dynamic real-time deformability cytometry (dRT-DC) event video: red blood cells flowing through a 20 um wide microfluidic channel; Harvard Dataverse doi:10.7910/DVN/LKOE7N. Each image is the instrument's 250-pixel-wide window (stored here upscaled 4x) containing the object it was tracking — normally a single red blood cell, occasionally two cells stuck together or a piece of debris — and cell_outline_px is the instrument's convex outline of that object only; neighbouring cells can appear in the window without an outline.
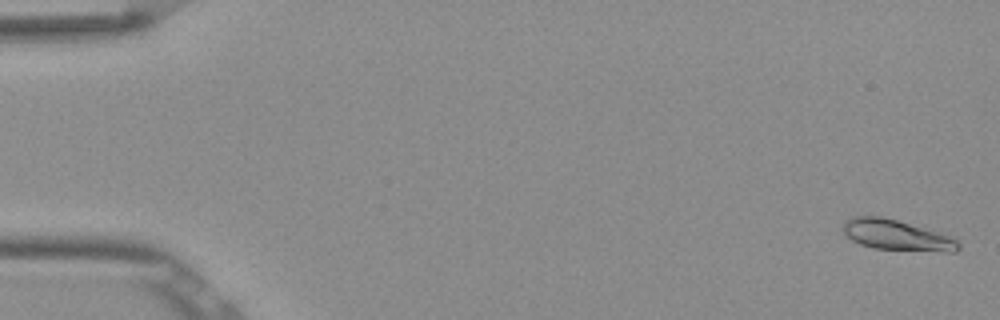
{"species": "Egyptian fruit bat (a non-hibernating species)", "species_latin": "Rousettus aegyptiacus", "temperature_condition": "room temperature", "stored_images_in_passage": 53, "camera_frame_rate_fps": 3000, "um_per_image_px": 0.085, "frame": {"image": 1, "passage_image": 2, "time_ms": 0.333, "image_size_px": [1000, 320], "cell_outline_px": [[960, 248], [956, 252], [944, 252], [872, 248], [860, 244], [852, 240], [844, 232], [844, 220], [852, 216], [880, 216], [896, 220], [948, 236], [956, 240], [960, 244]], "centroid_in_image_um": [76.19, 20.0], "position_along_channel_um": 8.8, "area_um2": 20.17}}
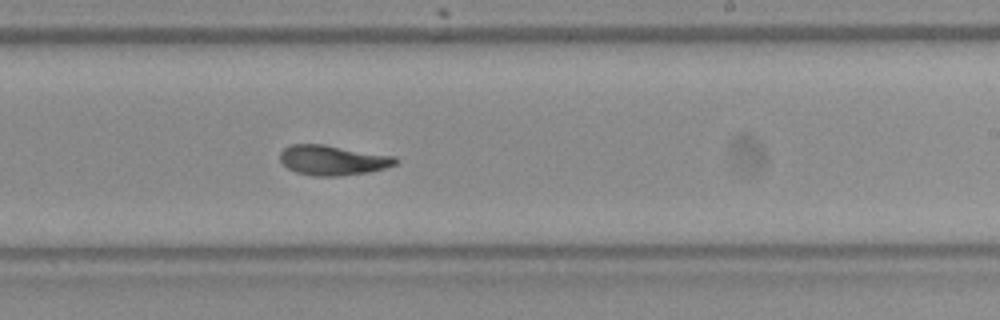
{"frame": {"image": 2, "passage_image": 33, "time_ms": 10.667, "image_size_px": [1000, 320], "cell_outline_px": [[400, 160], [396, 164], [384, 168], [368, 172], [340, 176], [316, 176], [296, 172], [288, 168], [280, 160], [280, 152], [284, 148], [292, 144], [324, 144], [396, 156]], "centroid_in_image_um": [28.31, 13.61], "position_along_channel_um": 260.7, "area_um2": 20.23}}
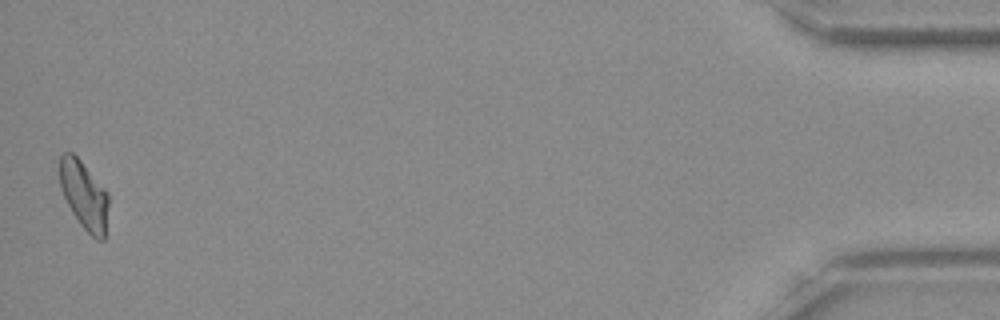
{"frame": {"image": 3, "passage_image": 53, "time_ms": 17.333, "image_size_px": [1000, 320], "cell_outline_px": [[108, 204], [104, 240], [96, 240], [80, 224], [72, 212], [60, 188], [60, 156], [64, 152], [72, 152], [80, 160], [108, 192]], "centroid_in_image_um": [7.15, 16.59], "position_along_channel_um": 428.1, "area_um2": 19.19}, "authors_computed_cell_mechanics": {"area_um2": 19.7676, "velocity_mm_per_s": 3.8654, "shape_relaxation_time_tau1_ms": null, "shape_relaxation_time_tau2_ms": 2.4927, "deformation_change_tau1": null, "deformation_change_tau2": 0.0756}}